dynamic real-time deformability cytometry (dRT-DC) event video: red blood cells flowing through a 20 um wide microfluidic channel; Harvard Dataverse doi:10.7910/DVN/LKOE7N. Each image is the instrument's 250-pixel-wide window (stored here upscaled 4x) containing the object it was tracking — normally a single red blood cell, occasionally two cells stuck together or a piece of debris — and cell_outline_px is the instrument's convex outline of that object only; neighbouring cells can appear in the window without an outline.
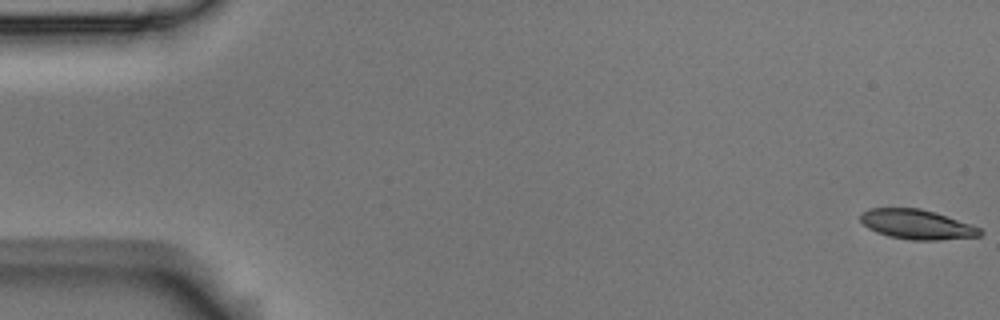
{"species": "Egyptian fruit bat (a non-hibernating species)", "species_latin": "Rousettus aegyptiacus", "temperature_condition": "room temperature", "stored_images_in_passage": 5, "camera_frame_rate_fps": 3000, "um_per_image_px": 0.085, "animal": {"sex": "male"}, "frame": {"image": 1, "passage_image": 1, "time_ms": 0.0, "image_size_px": [1000, 320], "cell_outline_px": [[984, 232], [980, 236], [940, 240], [912, 240], [888, 236], [876, 232], [868, 228], [860, 220], [860, 212], [868, 208], [920, 208], [936, 212], [980, 228]], "centroid_in_image_um": [77.91, 19.07], "position_along_channel_um": 7.1, "area_um2": 20.75}}
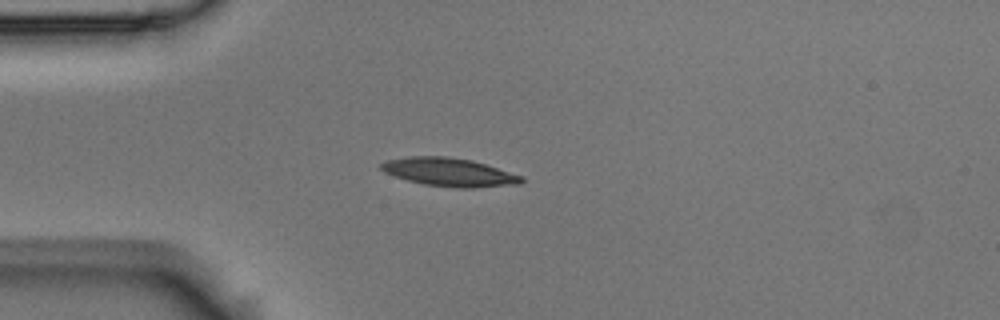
{"frame": {"image": 2, "passage_image": 5, "time_ms": 1.333, "image_size_px": [1000, 320], "cell_outline_px": [[524, 180], [520, 184], [476, 188], [456, 188], [424, 184], [408, 180], [384, 172], [380, 168], [380, 164], [388, 160], [408, 156], [444, 156], [472, 160], [524, 176]], "centroid_in_image_um": [38.22, 14.64], "position_along_channel_um": 46.8, "area_um2": 23.18}}